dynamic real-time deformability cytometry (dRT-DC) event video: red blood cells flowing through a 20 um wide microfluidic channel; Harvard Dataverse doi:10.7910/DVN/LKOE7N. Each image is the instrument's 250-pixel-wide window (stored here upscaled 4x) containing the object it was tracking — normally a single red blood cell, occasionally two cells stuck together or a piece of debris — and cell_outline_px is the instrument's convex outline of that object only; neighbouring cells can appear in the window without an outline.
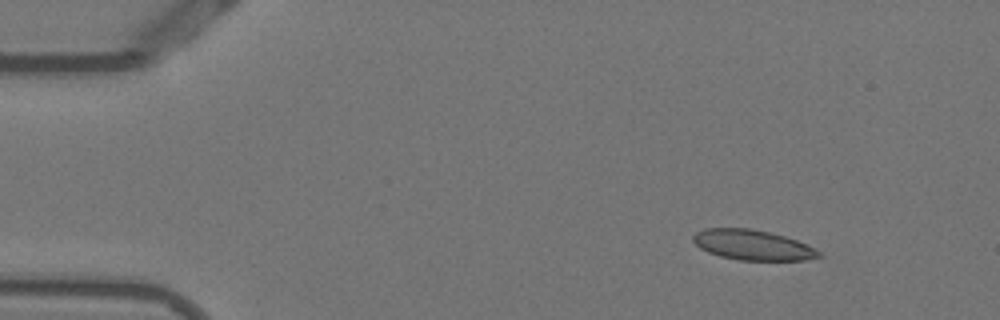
{"species": "Egyptian fruit bat (a non-hibernating species)", "species_latin": "Rousettus aegyptiacus", "temperature_condition": "warm", "stored_images_in_passage": 47, "camera_frame_rate_fps": 3000, "um_per_image_px": 0.085, "animal": {"sex": "female"}, "frame": {"image": 1, "passage_image": 1, "time_ms": 0.0, "image_size_px": [1000, 320], "cell_outline_px": [[824, 256], [804, 260], [740, 260], [720, 256], [708, 252], [700, 248], [692, 240], [692, 236], [696, 232], [704, 228], [752, 228], [784, 236], [796, 240], [820, 252]], "centroid_in_image_um": [63.93, 20.82], "position_along_channel_um": 21.1, "area_um2": 21.96}}
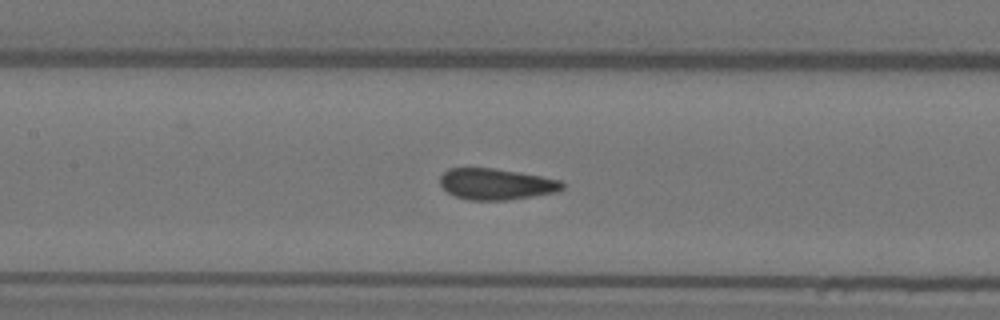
{"frame": {"image": 2, "passage_image": 19, "time_ms": 6.0, "image_size_px": [1000, 320], "cell_outline_px": [[564, 188], [560, 192], [504, 200], [468, 200], [456, 196], [448, 192], [440, 184], [440, 176], [448, 168], [492, 168], [520, 172], [560, 180], [564, 184]], "centroid_in_image_um": [42.19, 15.64], "position_along_channel_um": 165.2, "area_um2": 22.2}}
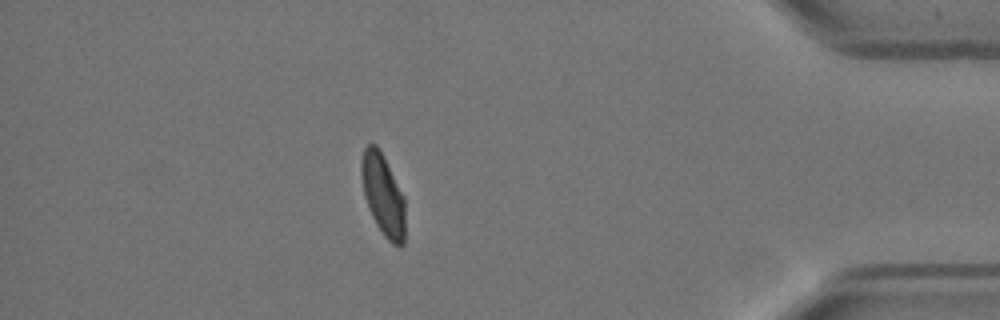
{"frame": {"image": 3, "passage_image": 41, "time_ms": 13.333, "image_size_px": [1000, 320], "cell_outline_px": [[404, 244], [400, 248], [392, 244], [384, 236], [376, 224], [368, 208], [364, 196], [360, 172], [360, 164], [364, 148], [368, 144], [376, 144], [404, 196]], "centroid_in_image_um": [32.54, 16.6], "position_along_channel_um": 402.7, "area_um2": 20.69}, "authors_computed_cell_mechanics": {"area_um2": 22.4842, "velocity_mm_per_s": 3.8306, "shape_relaxation_time_tau1_ms": null, "shape_relaxation_time_tau2_ms": 0.8643, "deformation_change_tau1": null, "deformation_change_tau2": 0.078}}